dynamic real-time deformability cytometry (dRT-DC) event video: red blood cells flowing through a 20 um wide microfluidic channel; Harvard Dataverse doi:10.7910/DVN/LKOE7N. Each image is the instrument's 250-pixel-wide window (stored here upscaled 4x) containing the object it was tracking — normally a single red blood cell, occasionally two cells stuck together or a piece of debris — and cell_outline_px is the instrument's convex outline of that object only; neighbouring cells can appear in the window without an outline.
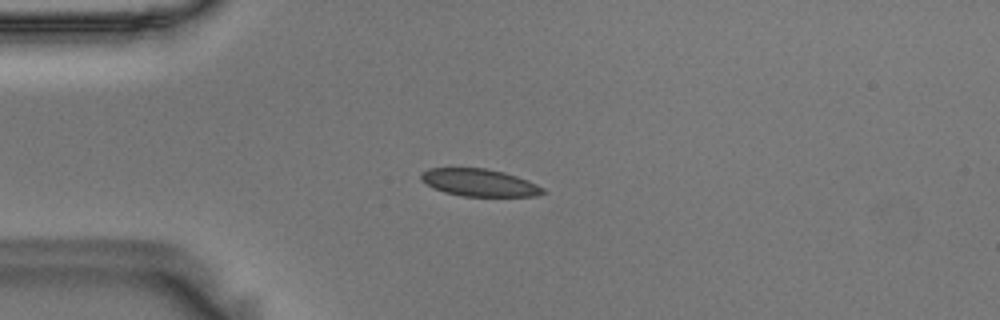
{"species": "Egyptian fruit bat (a non-hibernating species)", "species_latin": "Rousettus aegyptiacus", "temperature_condition": "room temperature", "stored_images_in_passage": 44, "camera_frame_rate_fps": 3000, "um_per_image_px": 0.085, "animal": {"sex": "male"}, "frame": {"image": 1, "passage_image": 3, "time_ms": 0.667, "image_size_px": [1000, 320], "cell_outline_px": [[548, 192], [536, 196], [460, 196], [444, 192], [432, 188], [420, 180], [420, 172], [428, 168], [484, 168], [504, 172], [528, 180], [544, 188]], "centroid_in_image_um": [40.72, 15.52], "position_along_channel_um": 44.3, "area_um2": 19.65}}
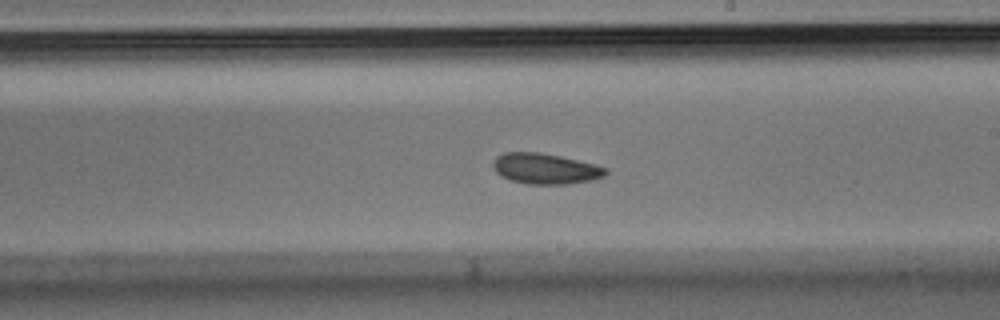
{"frame": {"image": 2, "passage_image": 21, "time_ms": 6.667, "image_size_px": [1000, 320], "cell_outline_px": [[608, 172], [604, 176], [592, 180], [568, 184], [528, 184], [512, 180], [500, 176], [496, 172], [492, 164], [496, 156], [504, 152], [536, 152], [560, 156], [596, 164], [608, 168]], "centroid_in_image_um": [46.37, 14.33], "position_along_channel_um": 242.6, "area_um2": 20.17}}
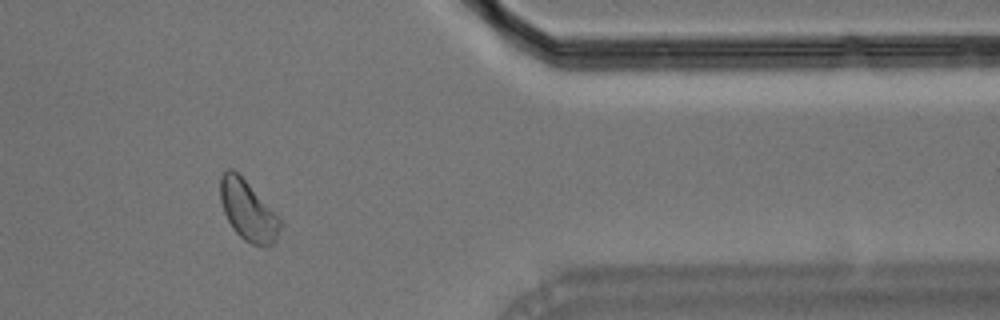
{"frame": {"image": 3, "passage_image": 35, "time_ms": 11.333, "image_size_px": [1000, 320], "cell_outline_px": [[280, 224], [276, 240], [268, 248], [264, 248], [252, 244], [244, 240], [232, 228], [224, 212], [220, 200], [220, 176], [228, 168], [232, 168], [248, 184], [280, 220]], "centroid_in_image_um": [21.03, 17.94], "position_along_channel_um": 390.4, "area_um2": 20.4}, "authors_computed_cell_mechanics": {"area_um2": 20.1722, "velocity_mm_per_s": 3.6147, "shape_relaxation_time_tau1_ms": 5.6763, "shape_relaxation_time_tau2_ms": 6.8121, "deformation_change_tau1": 0.0822, "deformation_change_tau2": 0.0841}}